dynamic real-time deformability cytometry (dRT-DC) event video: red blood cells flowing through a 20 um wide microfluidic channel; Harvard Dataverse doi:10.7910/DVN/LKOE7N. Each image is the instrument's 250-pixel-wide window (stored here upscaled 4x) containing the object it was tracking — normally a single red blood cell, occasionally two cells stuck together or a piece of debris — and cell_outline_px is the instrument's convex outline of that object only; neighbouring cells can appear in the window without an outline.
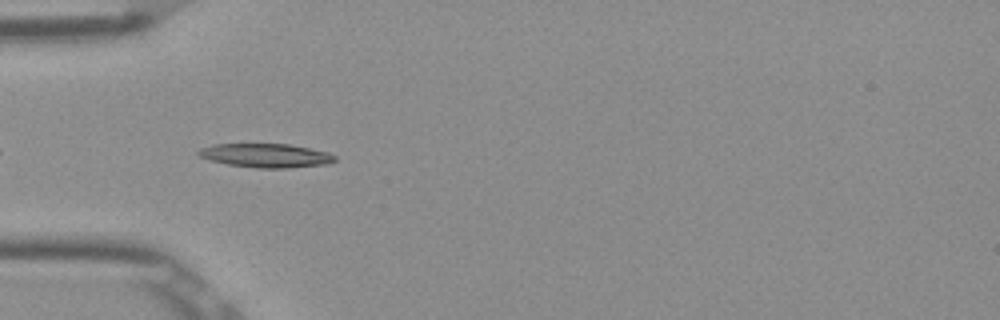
{"species": "Egyptian fruit bat (a non-hibernating species)", "species_latin": "Rousettus aegyptiacus", "temperature_condition": "room temperature", "stored_images_in_passage": 35, "camera_frame_rate_fps": 3000, "um_per_image_px": 0.085, "frame": {"image": 1, "passage_image": 3, "time_ms": 0.667, "image_size_px": [1000, 320], "cell_outline_px": [[336, 160], [328, 164], [288, 168], [256, 168], [228, 164], [212, 160], [200, 156], [196, 152], [200, 148], [212, 144], [288, 144], [328, 152], [336, 156]], "centroid_in_image_um": [22.61, 13.22], "position_along_channel_um": 62.4, "area_um2": 18.9}}
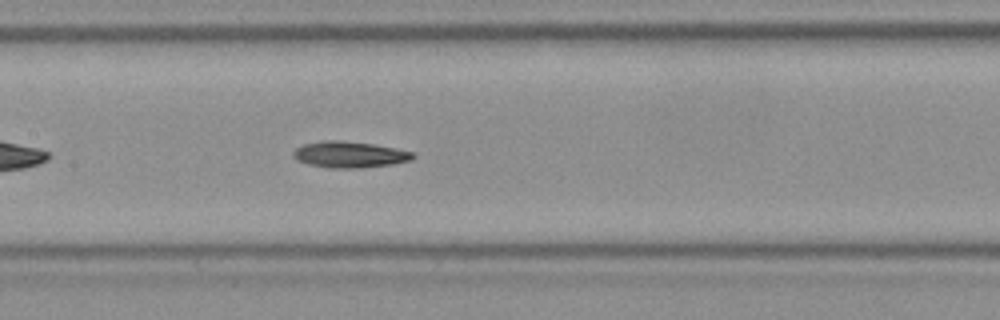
{"frame": {"image": 2, "passage_image": 12, "time_ms": 3.667, "image_size_px": [1000, 320], "cell_outline_px": [[416, 156], [412, 160], [392, 164], [360, 168], [328, 168], [308, 164], [296, 160], [292, 156], [292, 152], [296, 148], [304, 144], [324, 140], [336, 140], [372, 144], [396, 148], [412, 152]], "centroid_in_image_um": [29.69, 13.14], "position_along_channel_um": 177.7, "area_um2": 18.32}}
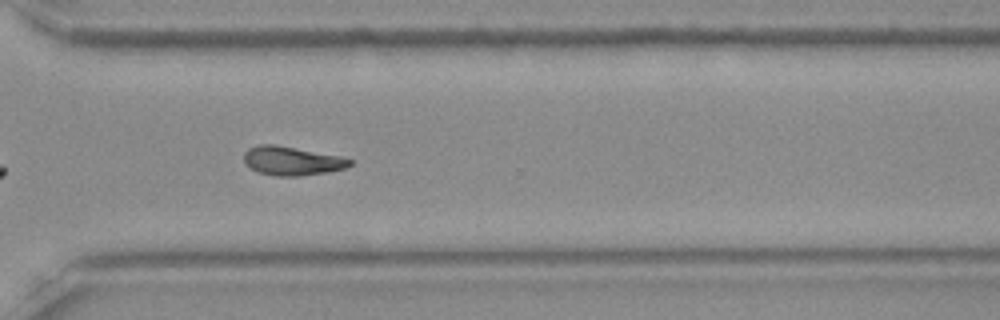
{"frame": {"image": 3, "passage_image": 25, "time_ms": 8.0, "image_size_px": [1000, 320], "cell_outline_px": [[352, 164], [344, 168], [324, 172], [300, 176], [276, 176], [260, 172], [248, 168], [244, 164], [244, 152], [248, 148], [260, 144], [276, 144], [340, 156], [352, 160]], "centroid_in_image_um": [24.75, 13.66], "position_along_channel_um": 345.8, "area_um2": 17.8}}